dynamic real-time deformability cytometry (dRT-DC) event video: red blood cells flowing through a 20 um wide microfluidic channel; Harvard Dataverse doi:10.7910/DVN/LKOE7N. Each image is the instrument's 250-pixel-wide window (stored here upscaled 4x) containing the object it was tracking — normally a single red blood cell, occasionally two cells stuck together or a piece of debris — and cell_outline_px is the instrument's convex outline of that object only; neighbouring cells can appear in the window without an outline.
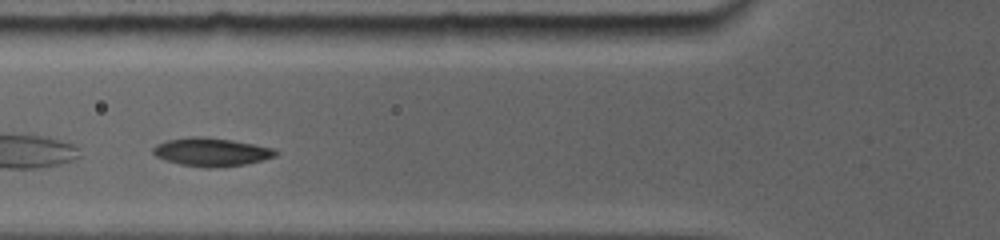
{"species": "common noctule bat (a hibernating species)", "species_latin": "Nyctalus noctula", "temperature_condition": "room temperature", "stored_images_in_passage": 4, "camera_frame_rate_fps": 5000, "um_per_image_px": 0.085, "animal": {"sex": "female", "body_mass_g": 19.0, "forearm_length_mm": 56.7}, "frame": {"image": 1, "passage_image": 3, "time_ms": 1.4, "image_size_px": [1000, 240], "cell_outline_px": [[276, 156], [244, 164], [216, 168], [204, 168], [180, 164], [156, 156], [152, 152], [152, 148], [168, 140], [228, 140], [252, 144], [272, 148], [276, 152]], "centroid_in_image_um": [18.0, 12.99], "position_along_channel_um": 107.8, "area_um2": 18.73}}